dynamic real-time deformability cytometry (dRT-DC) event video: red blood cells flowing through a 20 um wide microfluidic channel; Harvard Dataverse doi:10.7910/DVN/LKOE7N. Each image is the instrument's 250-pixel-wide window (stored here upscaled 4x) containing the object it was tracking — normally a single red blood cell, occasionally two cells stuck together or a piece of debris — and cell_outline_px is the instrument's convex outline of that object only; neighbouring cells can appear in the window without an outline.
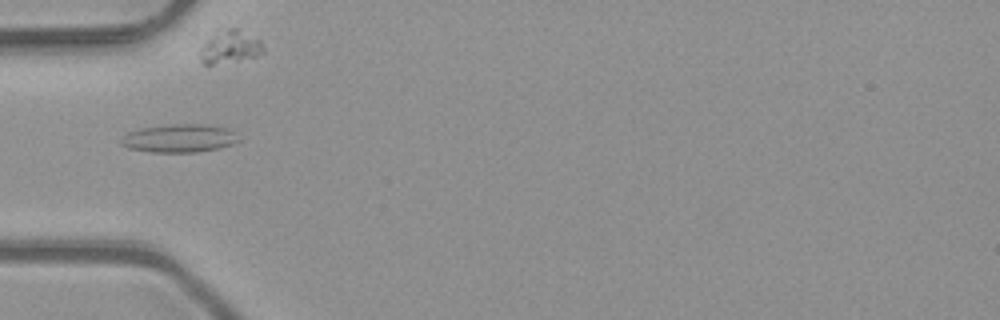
{"species": "common noctule bat (a hibernating species)", "species_latin": "Nyctalus noctula", "temperature_condition": "room temperature", "stored_images_in_passage": 35, "camera_frame_rate_fps": 3000, "um_per_image_px": 0.085, "animal": {"sex": "male", "body_mass_g": 23.1, "forearm_length_mm": 52.7}, "frame": {"image": 1, "passage_image": 1, "time_ms": 0.0, "image_size_px": [1000, 320], "cell_outline_px": [[240, 140], [232, 144], [220, 148], [196, 152], [148, 152], [128, 148], [120, 144], [120, 140], [128, 132], [140, 128], [164, 124], [208, 124], [228, 128], [236, 132]], "centroid_in_image_um": [15.25, 11.74], "position_along_channel_um": 69.7, "area_um2": 19.65}}
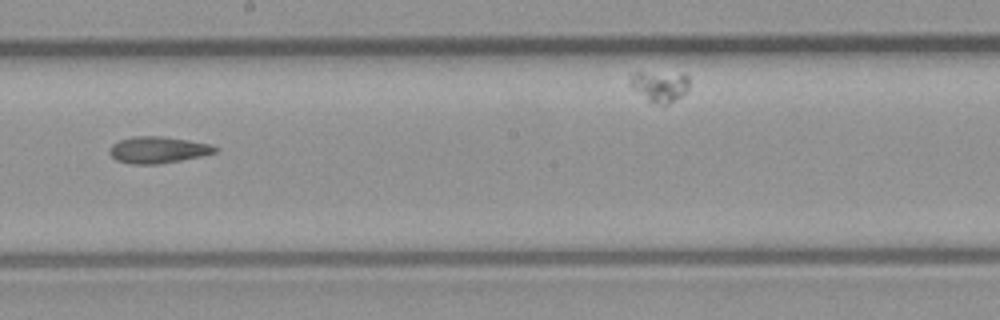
{"frame": {"image": 2, "passage_image": 13, "time_ms": 4.0, "image_size_px": [1000, 320], "cell_outline_px": [[220, 148], [216, 152], [200, 156], [180, 160], [156, 164], [132, 164], [116, 160], [108, 152], [108, 148], [112, 144], [120, 140], [132, 136], [160, 136], [208, 144]], "centroid_in_image_um": [13.37, 12.74], "position_along_channel_um": 234.8, "area_um2": 16.13}}
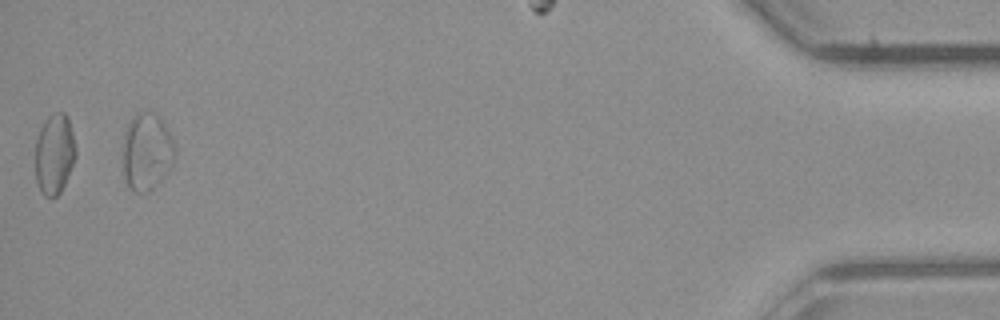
{"frame": {"image": 3, "passage_image": 33, "time_ms": 10.667, "image_size_px": [1000, 320], "cell_outline_px": [[172, 148], [168, 168], [164, 176], [148, 192], [132, 192], [128, 188], [124, 176], [124, 136], [128, 124], [132, 116], [136, 112], [152, 112], [160, 120], [168, 132], [172, 140]], "centroid_in_image_um": [12.39, 12.91], "position_along_channel_um": 422.8, "area_um2": 22.37}, "authors_computed_cell_mechanics": {"area_um2": 16.5886, "velocity_mm_per_s": 4.1021, "shape_relaxation_time_tau1_ms": null, "shape_relaxation_time_tau2_ms": 5.3203, "deformation_change_tau1": null, "deformation_change_tau2": 0.1107}}